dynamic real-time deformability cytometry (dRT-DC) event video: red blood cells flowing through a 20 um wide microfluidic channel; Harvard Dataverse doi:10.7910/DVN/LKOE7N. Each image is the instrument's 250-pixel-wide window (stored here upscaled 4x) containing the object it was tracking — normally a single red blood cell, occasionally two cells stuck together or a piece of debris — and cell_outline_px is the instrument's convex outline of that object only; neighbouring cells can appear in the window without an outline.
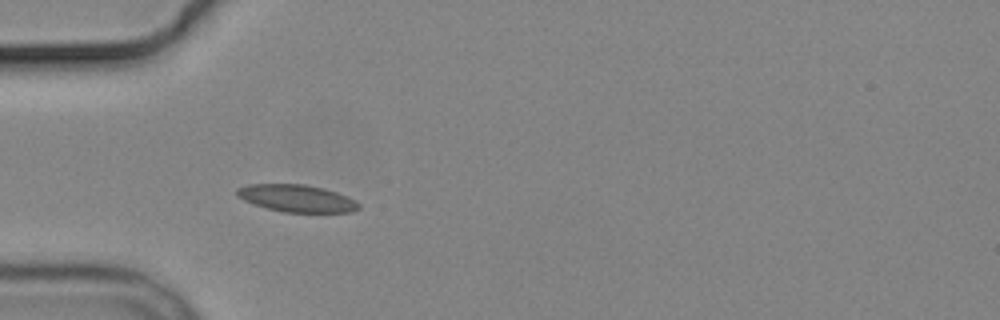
{"species": "common noctule bat (a hibernating species)", "species_latin": "Nyctalus noctula", "temperature_condition": "cold", "stored_images_in_passage": 4, "camera_frame_rate_fps": 3000, "um_per_image_px": 0.085, "animal": {"sex": "male", "body_mass_g": 19.2, "forearm_length_mm": 51.8}, "frame": {"image": 1, "passage_image": 3, "time_ms": 2.333, "image_size_px": [1000, 320], "cell_outline_px": [[360, 208], [352, 212], [284, 212], [268, 208], [244, 200], [236, 196], [236, 188], [248, 184], [304, 184], [324, 188], [348, 196], [356, 200], [360, 204]], "centroid_in_image_um": [25.25, 16.85], "position_along_channel_um": 59.8, "area_um2": 19.36}}
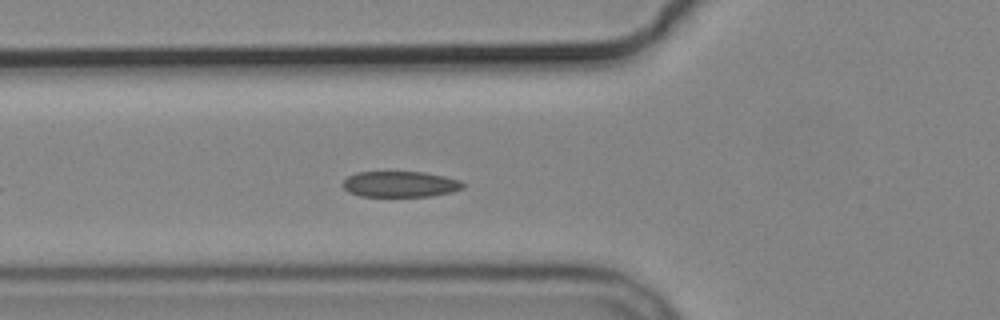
{"frame": {"image": 2, "passage_image": 4, "time_ms": 3.333, "image_size_px": [1000, 320], "cell_outline_px": [[464, 188], [452, 192], [432, 196], [360, 196], [348, 192], [340, 184], [348, 176], [356, 172], [424, 172], [444, 176], [460, 180], [464, 184]], "centroid_in_image_um": [34.0, 15.65], "position_along_channel_um": 91.8, "area_um2": 18.21}}